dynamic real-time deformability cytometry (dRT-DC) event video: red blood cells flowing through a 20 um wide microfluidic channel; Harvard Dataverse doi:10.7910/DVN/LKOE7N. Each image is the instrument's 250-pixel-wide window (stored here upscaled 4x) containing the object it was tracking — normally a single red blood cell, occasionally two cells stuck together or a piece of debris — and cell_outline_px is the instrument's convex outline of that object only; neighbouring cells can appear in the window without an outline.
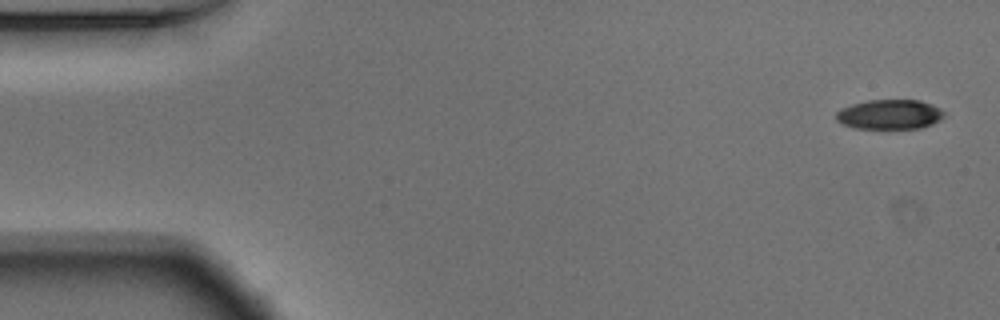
{"species": "Egyptian fruit bat (a non-hibernating species)", "species_latin": "Rousettus aegyptiacus", "temperature_condition": "warm", "stored_images_in_passage": 53, "camera_frame_rate_fps": 3000, "um_per_image_px": 0.085, "animal": {"sex": "male"}, "frame": {"image": 1, "passage_image": 1, "time_ms": 0.0, "image_size_px": [1000, 320], "cell_outline_px": [[944, 116], [940, 120], [932, 124], [920, 128], [852, 128], [840, 124], [836, 120], [836, 112], [840, 108], [852, 104], [868, 100], [920, 100], [932, 104], [940, 108], [944, 112]], "centroid_in_image_um": [75.59, 9.72], "position_along_channel_um": 9.4, "area_um2": 18.84}}
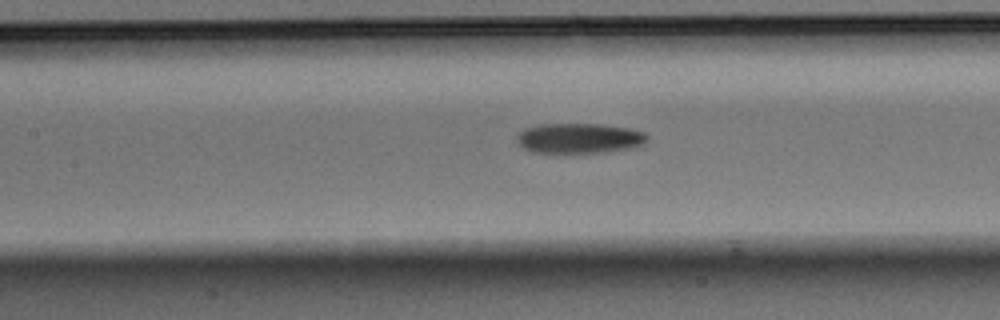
{"frame": {"image": 2, "passage_image": 23, "time_ms": 7.333, "image_size_px": [1000, 320], "cell_outline_px": [[648, 140], [644, 144], [632, 148], [608, 152], [532, 152], [524, 148], [516, 140], [516, 136], [524, 128], [540, 124], [600, 124], [632, 128], [644, 132], [648, 136]], "centroid_in_image_um": [49.28, 11.74], "position_along_channel_um": 158.1, "area_um2": 23.0}}
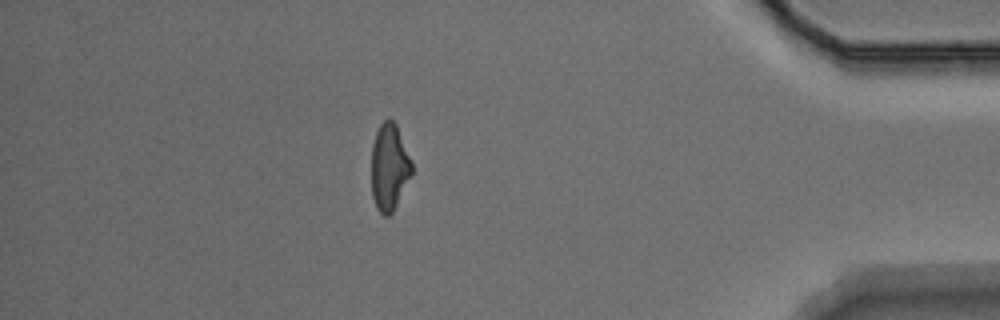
{"frame": {"image": 3, "passage_image": 46, "time_ms": 15.0, "image_size_px": [1000, 320], "cell_outline_px": [[412, 172], [392, 212], [388, 216], [384, 216], [376, 208], [372, 196], [372, 144], [376, 132], [380, 124], [388, 116], [396, 124], [412, 164]], "centroid_in_image_um": [33.06, 14.18], "position_along_channel_um": 402.1, "area_um2": 20.06}, "authors_computed_cell_mechanics": {"area_um2": 21.5016, "velocity_mm_per_s": 3.7486, "shape_relaxation_time_tau1_ms": 4.3872, "shape_relaxation_time_tau2_ms": 9.8747, "deformation_change_tau1": 0.1663, "deformation_change_tau2": 0.2325}}